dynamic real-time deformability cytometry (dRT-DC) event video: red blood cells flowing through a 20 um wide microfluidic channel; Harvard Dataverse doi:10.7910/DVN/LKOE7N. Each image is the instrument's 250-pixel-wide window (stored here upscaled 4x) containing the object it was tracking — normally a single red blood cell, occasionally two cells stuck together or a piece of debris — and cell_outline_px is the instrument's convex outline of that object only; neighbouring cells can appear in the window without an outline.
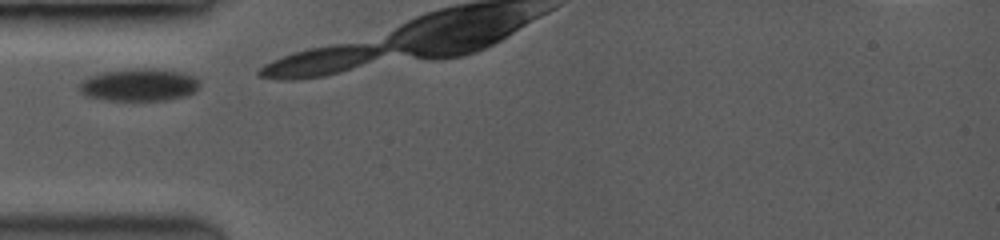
{"species": "common noctule bat (a hibernating species)", "species_latin": "Nyctalus noctula", "temperature_condition": "room temperature", "stored_images_in_passage": 20, "camera_frame_rate_fps": 3500, "um_per_image_px": 0.085, "animal": {"sex": "female", "body_mass_g": 19.0, "forearm_length_mm": 53.3}, "frame": {"image": 1, "passage_image": 1, "time_ms": 0.0, "image_size_px": [1000, 240], "cell_outline_px": [[200, 84], [192, 92], [180, 96], [160, 100], [112, 100], [92, 96], [84, 92], [80, 88], [80, 84], [88, 76], [104, 72], [136, 68], [156, 68], [180, 72], [192, 76], [200, 80]], "centroid_in_image_um": [11.85, 7.18], "position_along_channel_um": 73.1, "area_um2": 22.02}}